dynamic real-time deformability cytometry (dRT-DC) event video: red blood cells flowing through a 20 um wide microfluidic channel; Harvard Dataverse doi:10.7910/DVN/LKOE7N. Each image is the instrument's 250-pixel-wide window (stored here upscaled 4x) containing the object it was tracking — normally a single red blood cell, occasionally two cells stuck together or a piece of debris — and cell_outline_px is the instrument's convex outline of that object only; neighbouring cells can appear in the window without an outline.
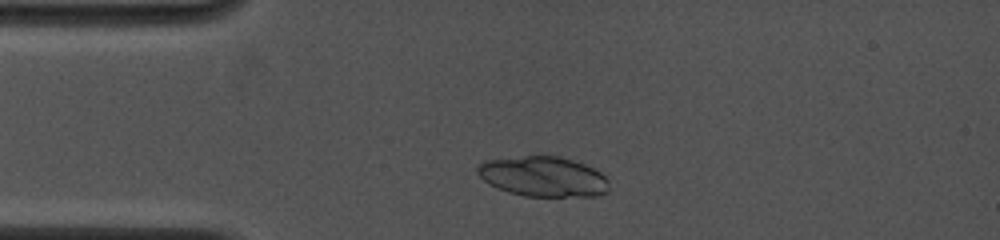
{"species": "common noctule bat (a hibernating species)", "species_latin": "Nyctalus noctula", "temperature_condition": "cold", "stored_images_in_passage": 6, "camera_frame_rate_fps": 4000, "um_per_image_px": 0.085, "animal": {"sex": "female", "body_mass_g": 19.0, "forearm_length_mm": 53.3}, "frame": {"image": 1, "passage_image": 4, "time_ms": 1.25, "image_size_px": [1000, 240], "cell_outline_px": [[608, 192], [596, 196], [524, 196], [508, 192], [496, 188], [488, 184], [476, 172], [476, 168], [484, 160], [540, 152], [560, 156], [584, 164], [600, 172], [608, 180]], "centroid_in_image_um": [46.12, 14.96], "position_along_channel_um": 38.9, "area_um2": 31.67}}